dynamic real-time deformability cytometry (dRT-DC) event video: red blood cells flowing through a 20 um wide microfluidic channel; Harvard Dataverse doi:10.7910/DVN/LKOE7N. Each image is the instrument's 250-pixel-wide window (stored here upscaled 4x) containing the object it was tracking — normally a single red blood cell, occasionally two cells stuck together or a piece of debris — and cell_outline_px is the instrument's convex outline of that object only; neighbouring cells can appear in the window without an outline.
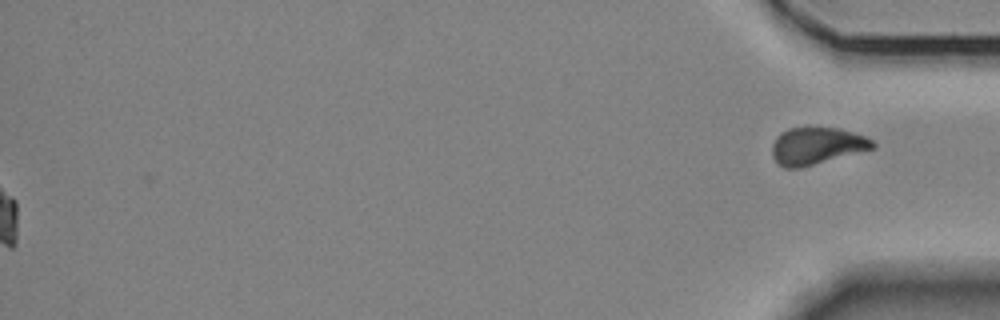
{"species": "Egyptian fruit bat (a non-hibernating species)", "species_latin": "Rousettus aegyptiacus", "temperature_condition": "room temperature", "stored_images_in_passage": 13, "segment_of_instrument_passage": [2, 2], "camera_frame_rate_fps": 3000, "um_per_image_px": 0.085, "animal": {"sex": "female"}, "frame": {"image": 1, "passage_image": 13, "time_ms": 14.667, "image_size_px": [1000, 320], "cell_outline_px": [[876, 148], [800, 168], [784, 168], [776, 164], [772, 156], [772, 144], [776, 136], [780, 132], [788, 128], [808, 124], [816, 124], [840, 128], [868, 136], [876, 144]], "centroid_in_image_um": [69.41, 12.34], "position_along_channel_um": 365.8, "area_um2": 22.95}}